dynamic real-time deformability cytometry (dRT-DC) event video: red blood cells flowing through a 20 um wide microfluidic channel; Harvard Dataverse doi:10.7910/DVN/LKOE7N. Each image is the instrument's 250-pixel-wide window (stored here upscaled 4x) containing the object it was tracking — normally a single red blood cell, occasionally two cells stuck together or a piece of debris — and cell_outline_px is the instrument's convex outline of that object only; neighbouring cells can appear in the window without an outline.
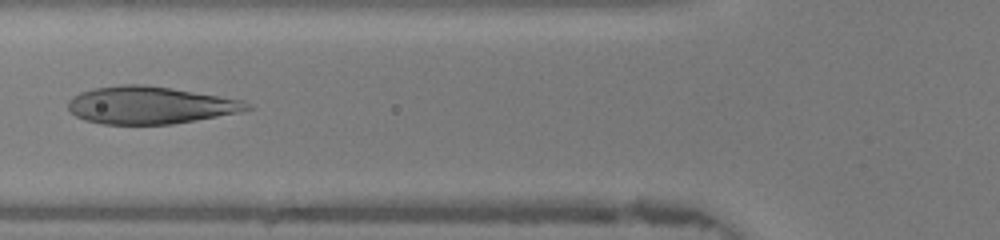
{"species": "human", "species_latin": "Homo sapiens", "temperature_condition": "warm", "stored_images_in_passage": 45, "camera_frame_rate_fps": 3000, "um_per_image_px": 0.085, "donor": {"sex": "female"}, "frame": {"image": 1, "passage_image": 16, "time_ms": 5.0, "image_size_px": [1000, 240], "cell_outline_px": [[252, 108], [240, 112], [196, 120], [172, 124], [100, 124], [84, 120], [76, 116], [68, 108], [68, 100], [72, 96], [80, 92], [92, 88], [120, 84], [144, 84], [244, 100]], "centroid_in_image_um": [12.7, 8.94], "position_along_channel_um": 113.1, "area_um2": 38.96}}
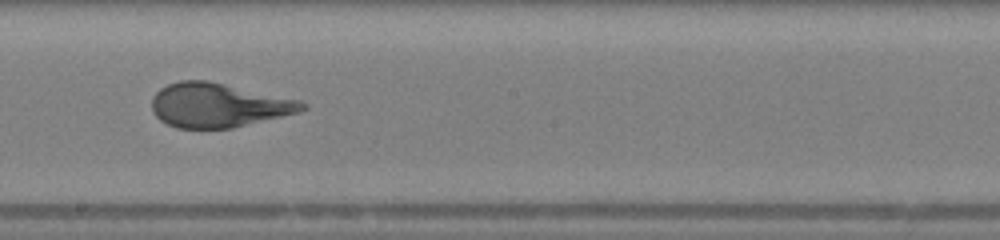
{"frame": {"image": 2, "passage_image": 24, "time_ms": 7.667, "image_size_px": [1000, 240], "cell_outline_px": [[308, 108], [296, 112], [232, 128], [176, 128], [160, 120], [152, 112], [152, 96], [160, 88], [168, 84], [180, 80], [208, 80], [300, 100], [308, 104]], "centroid_in_image_um": [18.52, 8.93], "position_along_channel_um": 229.7, "area_um2": 38.55}}
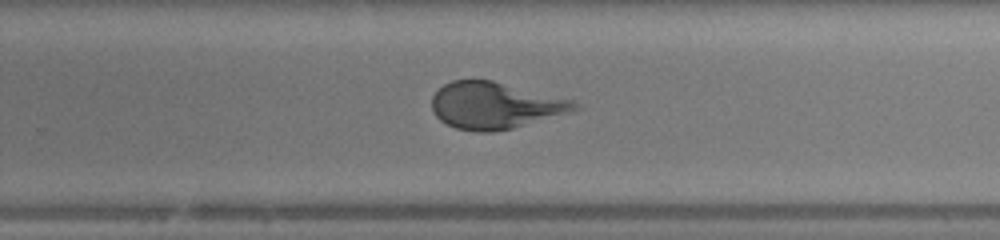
{"frame": {"image": 3, "passage_image": 28, "time_ms": 9.0, "image_size_px": [1000, 240], "cell_outline_px": [[584, 108], [512, 128], [492, 132], [476, 132], [456, 128], [440, 120], [432, 112], [432, 96], [444, 84], [452, 80], [472, 76], [492, 80], [572, 100]], "centroid_in_image_um": [42.03, 8.93], "position_along_channel_um": 287.8, "area_um2": 39.13}, "authors_computed_cell_mechanics": {"area_um2": 39.2462, "velocity_mm_per_s": 4.3658, "shape_relaxation_time_tau1_ms": 6.9341, "shape_relaxation_time_tau2_ms": 0.6706, "deformation_change_tau1": 0.3184, "deformation_change_tau2": 0.0812}}